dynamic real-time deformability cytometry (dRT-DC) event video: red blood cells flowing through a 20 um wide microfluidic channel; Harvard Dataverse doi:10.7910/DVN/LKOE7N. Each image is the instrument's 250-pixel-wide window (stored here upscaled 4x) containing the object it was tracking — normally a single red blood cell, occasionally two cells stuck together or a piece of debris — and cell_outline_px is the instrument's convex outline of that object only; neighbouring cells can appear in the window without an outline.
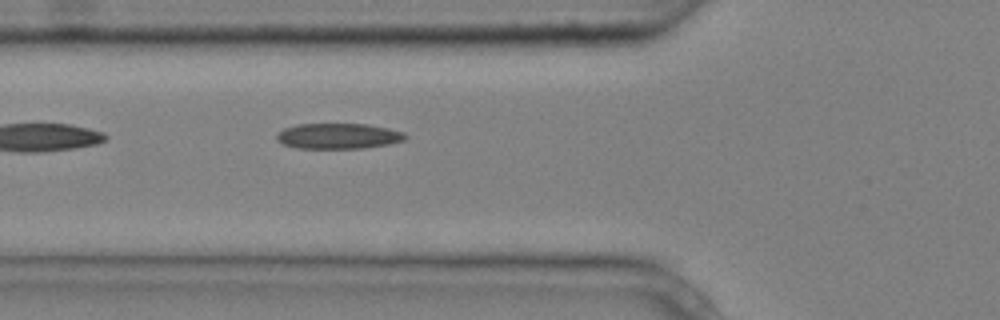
{"species": "common noctule bat (a hibernating species)", "species_latin": "Nyctalus noctula", "temperature_condition": "cold", "stored_images_in_passage": 5, "camera_frame_rate_fps": 3000, "um_per_image_px": 0.085, "animal": {"sex": "male", "body_mass_g": 20.4}, "frame": {"image": 1, "passage_image": 5, "time_ms": 1.333, "image_size_px": [1000, 320], "cell_outline_px": [[408, 136], [404, 140], [388, 144], [364, 148], [296, 148], [284, 144], [276, 140], [276, 136], [284, 128], [296, 124], [368, 124], [388, 128], [404, 132]], "centroid_in_image_um": [28.77, 11.56], "position_along_channel_um": 97.0, "area_um2": 19.13}}